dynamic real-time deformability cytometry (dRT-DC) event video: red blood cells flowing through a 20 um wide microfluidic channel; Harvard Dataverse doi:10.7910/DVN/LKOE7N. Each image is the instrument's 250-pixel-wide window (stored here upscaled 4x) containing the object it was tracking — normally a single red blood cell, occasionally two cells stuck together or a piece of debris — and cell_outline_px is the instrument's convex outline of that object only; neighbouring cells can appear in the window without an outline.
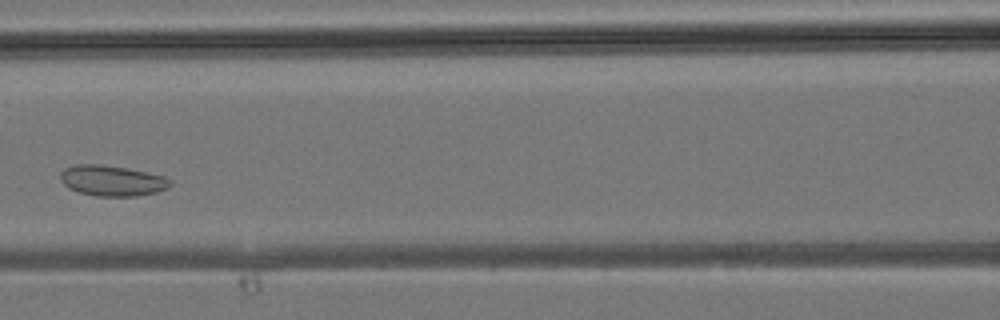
{"species": "common noctule bat (a hibernating species)", "species_latin": "Nyctalus noctula", "temperature_condition": "room temperature", "stored_images_in_passage": 34, "camera_frame_rate_fps": 3000, "um_per_image_px": 0.085, "animal": {"sex": "male", "body_mass_g": 19.2, "forearm_length_mm": 51.8}, "frame": {"image": 1, "passage_image": 12, "time_ms": 3.667, "image_size_px": [1000, 320], "cell_outline_px": [[172, 184], [168, 188], [156, 192], [136, 196], [96, 196], [80, 192], [68, 188], [60, 180], [60, 172], [64, 168], [76, 164], [96, 164], [124, 168], [164, 176], [172, 180]], "centroid_in_image_um": [9.51, 15.36], "position_along_channel_um": 157.1, "area_um2": 19.48}}
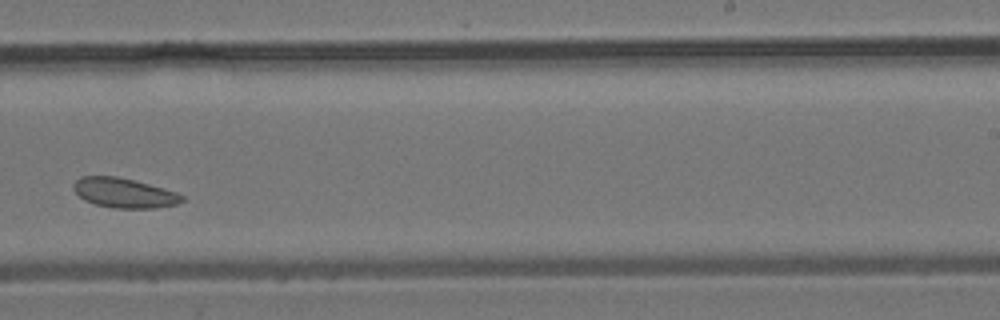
{"frame": {"image": 2, "passage_image": 19, "time_ms": 6.0, "image_size_px": [1000, 320], "cell_outline_px": [[184, 200], [176, 204], [152, 208], [112, 208], [96, 204], [84, 200], [72, 188], [72, 184], [80, 176], [116, 176], [164, 188], [176, 192], [184, 196]], "centroid_in_image_um": [10.52, 16.39], "position_along_channel_um": 278.5, "area_um2": 18.67}}
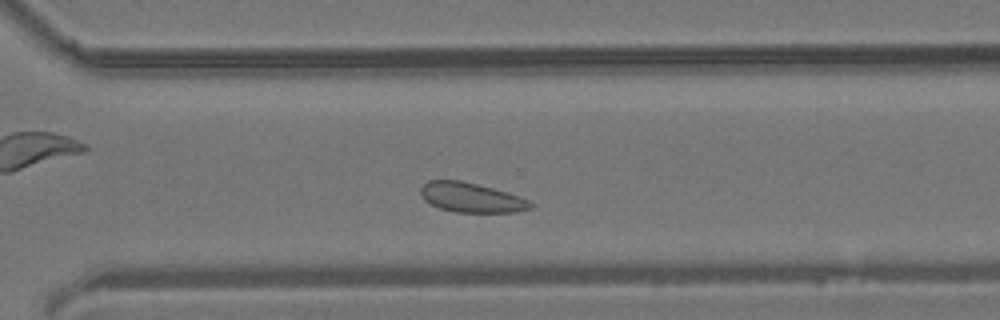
{"frame": {"image": 3, "passage_image": 22, "time_ms": 7.0, "image_size_px": [1000, 320], "cell_outline_px": [[532, 208], [512, 212], [456, 212], [440, 208], [424, 200], [420, 196], [420, 188], [428, 180], [460, 180], [492, 188], [532, 200]], "centroid_in_image_um": [40.04, 16.79], "position_along_channel_um": 330.6, "area_um2": 18.84}}